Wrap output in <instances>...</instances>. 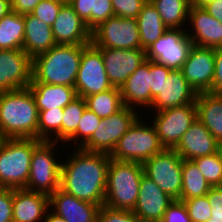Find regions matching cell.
I'll list each match as a JSON object with an SVG mask.
<instances>
[{
	"label": "cell",
	"mask_w": 222,
	"mask_h": 222,
	"mask_svg": "<svg viewBox=\"0 0 222 222\" xmlns=\"http://www.w3.org/2000/svg\"><path fill=\"white\" fill-rule=\"evenodd\" d=\"M74 149L66 161L61 160L60 189L79 200L104 205L110 155Z\"/></svg>",
	"instance_id": "obj_1"
},
{
	"label": "cell",
	"mask_w": 222,
	"mask_h": 222,
	"mask_svg": "<svg viewBox=\"0 0 222 222\" xmlns=\"http://www.w3.org/2000/svg\"><path fill=\"white\" fill-rule=\"evenodd\" d=\"M39 110L29 88L0 92V134L3 138L38 139Z\"/></svg>",
	"instance_id": "obj_2"
},
{
	"label": "cell",
	"mask_w": 222,
	"mask_h": 222,
	"mask_svg": "<svg viewBox=\"0 0 222 222\" xmlns=\"http://www.w3.org/2000/svg\"><path fill=\"white\" fill-rule=\"evenodd\" d=\"M86 45L56 44L32 59L31 83L74 87Z\"/></svg>",
	"instance_id": "obj_3"
},
{
	"label": "cell",
	"mask_w": 222,
	"mask_h": 222,
	"mask_svg": "<svg viewBox=\"0 0 222 222\" xmlns=\"http://www.w3.org/2000/svg\"><path fill=\"white\" fill-rule=\"evenodd\" d=\"M143 174L142 163L110 158L104 205L112 209L132 211L138 199Z\"/></svg>",
	"instance_id": "obj_4"
},
{
	"label": "cell",
	"mask_w": 222,
	"mask_h": 222,
	"mask_svg": "<svg viewBox=\"0 0 222 222\" xmlns=\"http://www.w3.org/2000/svg\"><path fill=\"white\" fill-rule=\"evenodd\" d=\"M41 142L35 138H4L0 144V187L21 189L28 182L31 157Z\"/></svg>",
	"instance_id": "obj_5"
},
{
	"label": "cell",
	"mask_w": 222,
	"mask_h": 222,
	"mask_svg": "<svg viewBox=\"0 0 222 222\" xmlns=\"http://www.w3.org/2000/svg\"><path fill=\"white\" fill-rule=\"evenodd\" d=\"M140 118L141 116L119 139L110 154L111 159L143 163L165 149L160 143L153 124L151 123L152 126L145 125Z\"/></svg>",
	"instance_id": "obj_6"
},
{
	"label": "cell",
	"mask_w": 222,
	"mask_h": 222,
	"mask_svg": "<svg viewBox=\"0 0 222 222\" xmlns=\"http://www.w3.org/2000/svg\"><path fill=\"white\" fill-rule=\"evenodd\" d=\"M57 142L41 141L31 157L28 182L24 189L51 195L60 188L61 165L54 156Z\"/></svg>",
	"instance_id": "obj_7"
},
{
	"label": "cell",
	"mask_w": 222,
	"mask_h": 222,
	"mask_svg": "<svg viewBox=\"0 0 222 222\" xmlns=\"http://www.w3.org/2000/svg\"><path fill=\"white\" fill-rule=\"evenodd\" d=\"M144 175L174 200H179L182 190L183 159L174 149H164L142 163Z\"/></svg>",
	"instance_id": "obj_8"
},
{
	"label": "cell",
	"mask_w": 222,
	"mask_h": 222,
	"mask_svg": "<svg viewBox=\"0 0 222 222\" xmlns=\"http://www.w3.org/2000/svg\"><path fill=\"white\" fill-rule=\"evenodd\" d=\"M91 43L97 48L142 49L137 20L112 16L91 31Z\"/></svg>",
	"instance_id": "obj_9"
},
{
	"label": "cell",
	"mask_w": 222,
	"mask_h": 222,
	"mask_svg": "<svg viewBox=\"0 0 222 222\" xmlns=\"http://www.w3.org/2000/svg\"><path fill=\"white\" fill-rule=\"evenodd\" d=\"M138 115L136 109L124 106L117 113L101 119L97 130L80 149L110 155L119 139L138 119Z\"/></svg>",
	"instance_id": "obj_10"
},
{
	"label": "cell",
	"mask_w": 222,
	"mask_h": 222,
	"mask_svg": "<svg viewBox=\"0 0 222 222\" xmlns=\"http://www.w3.org/2000/svg\"><path fill=\"white\" fill-rule=\"evenodd\" d=\"M193 45L187 35V30L168 28L146 49V59L165 65L172 70H181Z\"/></svg>",
	"instance_id": "obj_11"
},
{
	"label": "cell",
	"mask_w": 222,
	"mask_h": 222,
	"mask_svg": "<svg viewBox=\"0 0 222 222\" xmlns=\"http://www.w3.org/2000/svg\"><path fill=\"white\" fill-rule=\"evenodd\" d=\"M113 86L107 76L101 51L92 43L83 48L80 67L74 88L77 96L89 95L111 89Z\"/></svg>",
	"instance_id": "obj_12"
},
{
	"label": "cell",
	"mask_w": 222,
	"mask_h": 222,
	"mask_svg": "<svg viewBox=\"0 0 222 222\" xmlns=\"http://www.w3.org/2000/svg\"><path fill=\"white\" fill-rule=\"evenodd\" d=\"M152 124L165 149H174L197 118L196 104H187L155 112Z\"/></svg>",
	"instance_id": "obj_13"
},
{
	"label": "cell",
	"mask_w": 222,
	"mask_h": 222,
	"mask_svg": "<svg viewBox=\"0 0 222 222\" xmlns=\"http://www.w3.org/2000/svg\"><path fill=\"white\" fill-rule=\"evenodd\" d=\"M32 58L23 49L0 50V92L28 88Z\"/></svg>",
	"instance_id": "obj_14"
},
{
	"label": "cell",
	"mask_w": 222,
	"mask_h": 222,
	"mask_svg": "<svg viewBox=\"0 0 222 222\" xmlns=\"http://www.w3.org/2000/svg\"><path fill=\"white\" fill-rule=\"evenodd\" d=\"M181 71L197 94L211 92L215 74V48L193 45Z\"/></svg>",
	"instance_id": "obj_15"
},
{
	"label": "cell",
	"mask_w": 222,
	"mask_h": 222,
	"mask_svg": "<svg viewBox=\"0 0 222 222\" xmlns=\"http://www.w3.org/2000/svg\"><path fill=\"white\" fill-rule=\"evenodd\" d=\"M98 49L101 51L109 81L117 88H121L128 77L147 60L144 49Z\"/></svg>",
	"instance_id": "obj_16"
},
{
	"label": "cell",
	"mask_w": 222,
	"mask_h": 222,
	"mask_svg": "<svg viewBox=\"0 0 222 222\" xmlns=\"http://www.w3.org/2000/svg\"><path fill=\"white\" fill-rule=\"evenodd\" d=\"M173 200L153 180L143 174L138 199L132 212L141 222H160Z\"/></svg>",
	"instance_id": "obj_17"
},
{
	"label": "cell",
	"mask_w": 222,
	"mask_h": 222,
	"mask_svg": "<svg viewBox=\"0 0 222 222\" xmlns=\"http://www.w3.org/2000/svg\"><path fill=\"white\" fill-rule=\"evenodd\" d=\"M197 93L189 85L181 70H172L151 103V109L155 112L163 109L179 107L187 104H195Z\"/></svg>",
	"instance_id": "obj_18"
},
{
	"label": "cell",
	"mask_w": 222,
	"mask_h": 222,
	"mask_svg": "<svg viewBox=\"0 0 222 222\" xmlns=\"http://www.w3.org/2000/svg\"><path fill=\"white\" fill-rule=\"evenodd\" d=\"M56 44L88 45L91 30L69 4H64L51 26Z\"/></svg>",
	"instance_id": "obj_19"
},
{
	"label": "cell",
	"mask_w": 222,
	"mask_h": 222,
	"mask_svg": "<svg viewBox=\"0 0 222 222\" xmlns=\"http://www.w3.org/2000/svg\"><path fill=\"white\" fill-rule=\"evenodd\" d=\"M188 20L192 34L187 35L195 46L219 48L222 47V23L212 17L202 6L191 4Z\"/></svg>",
	"instance_id": "obj_20"
},
{
	"label": "cell",
	"mask_w": 222,
	"mask_h": 222,
	"mask_svg": "<svg viewBox=\"0 0 222 222\" xmlns=\"http://www.w3.org/2000/svg\"><path fill=\"white\" fill-rule=\"evenodd\" d=\"M174 150L183 160H193L217 153L219 151V142L203 123L196 118Z\"/></svg>",
	"instance_id": "obj_21"
},
{
	"label": "cell",
	"mask_w": 222,
	"mask_h": 222,
	"mask_svg": "<svg viewBox=\"0 0 222 222\" xmlns=\"http://www.w3.org/2000/svg\"><path fill=\"white\" fill-rule=\"evenodd\" d=\"M49 206L52 212L66 222H97L100 205L77 199L62 189L49 195Z\"/></svg>",
	"instance_id": "obj_22"
},
{
	"label": "cell",
	"mask_w": 222,
	"mask_h": 222,
	"mask_svg": "<svg viewBox=\"0 0 222 222\" xmlns=\"http://www.w3.org/2000/svg\"><path fill=\"white\" fill-rule=\"evenodd\" d=\"M49 206V195L13 189V222H43Z\"/></svg>",
	"instance_id": "obj_23"
},
{
	"label": "cell",
	"mask_w": 222,
	"mask_h": 222,
	"mask_svg": "<svg viewBox=\"0 0 222 222\" xmlns=\"http://www.w3.org/2000/svg\"><path fill=\"white\" fill-rule=\"evenodd\" d=\"M123 105L129 108L151 107L149 60L144 61L120 88ZM137 104V105H134ZM134 105V106H132Z\"/></svg>",
	"instance_id": "obj_24"
},
{
	"label": "cell",
	"mask_w": 222,
	"mask_h": 222,
	"mask_svg": "<svg viewBox=\"0 0 222 222\" xmlns=\"http://www.w3.org/2000/svg\"><path fill=\"white\" fill-rule=\"evenodd\" d=\"M23 50L33 59L56 45L51 26L38 20L31 13L24 14Z\"/></svg>",
	"instance_id": "obj_25"
},
{
	"label": "cell",
	"mask_w": 222,
	"mask_h": 222,
	"mask_svg": "<svg viewBox=\"0 0 222 222\" xmlns=\"http://www.w3.org/2000/svg\"><path fill=\"white\" fill-rule=\"evenodd\" d=\"M28 88L39 111L65 108L77 97L75 88L67 85L30 83Z\"/></svg>",
	"instance_id": "obj_26"
},
{
	"label": "cell",
	"mask_w": 222,
	"mask_h": 222,
	"mask_svg": "<svg viewBox=\"0 0 222 222\" xmlns=\"http://www.w3.org/2000/svg\"><path fill=\"white\" fill-rule=\"evenodd\" d=\"M197 119L222 142V94L198 93L196 97Z\"/></svg>",
	"instance_id": "obj_27"
},
{
	"label": "cell",
	"mask_w": 222,
	"mask_h": 222,
	"mask_svg": "<svg viewBox=\"0 0 222 222\" xmlns=\"http://www.w3.org/2000/svg\"><path fill=\"white\" fill-rule=\"evenodd\" d=\"M136 20L140 32L141 47L144 50L156 42L168 29L149 0L143 5Z\"/></svg>",
	"instance_id": "obj_28"
},
{
	"label": "cell",
	"mask_w": 222,
	"mask_h": 222,
	"mask_svg": "<svg viewBox=\"0 0 222 222\" xmlns=\"http://www.w3.org/2000/svg\"><path fill=\"white\" fill-rule=\"evenodd\" d=\"M169 29H183L189 16L191 0H149Z\"/></svg>",
	"instance_id": "obj_29"
},
{
	"label": "cell",
	"mask_w": 222,
	"mask_h": 222,
	"mask_svg": "<svg viewBox=\"0 0 222 222\" xmlns=\"http://www.w3.org/2000/svg\"><path fill=\"white\" fill-rule=\"evenodd\" d=\"M24 15L11 11L0 20V50L23 49Z\"/></svg>",
	"instance_id": "obj_30"
},
{
	"label": "cell",
	"mask_w": 222,
	"mask_h": 222,
	"mask_svg": "<svg viewBox=\"0 0 222 222\" xmlns=\"http://www.w3.org/2000/svg\"><path fill=\"white\" fill-rule=\"evenodd\" d=\"M211 186L192 160H183L180 201L206 196Z\"/></svg>",
	"instance_id": "obj_31"
},
{
	"label": "cell",
	"mask_w": 222,
	"mask_h": 222,
	"mask_svg": "<svg viewBox=\"0 0 222 222\" xmlns=\"http://www.w3.org/2000/svg\"><path fill=\"white\" fill-rule=\"evenodd\" d=\"M85 100L87 108L101 119L117 113L124 107L120 88L117 87H112L106 91L89 95Z\"/></svg>",
	"instance_id": "obj_32"
},
{
	"label": "cell",
	"mask_w": 222,
	"mask_h": 222,
	"mask_svg": "<svg viewBox=\"0 0 222 222\" xmlns=\"http://www.w3.org/2000/svg\"><path fill=\"white\" fill-rule=\"evenodd\" d=\"M63 115V108L39 111L38 139L57 143L61 141V123Z\"/></svg>",
	"instance_id": "obj_33"
},
{
	"label": "cell",
	"mask_w": 222,
	"mask_h": 222,
	"mask_svg": "<svg viewBox=\"0 0 222 222\" xmlns=\"http://www.w3.org/2000/svg\"><path fill=\"white\" fill-rule=\"evenodd\" d=\"M87 108L86 100L77 96L65 108L61 123V142L65 143L77 130L81 116Z\"/></svg>",
	"instance_id": "obj_34"
},
{
	"label": "cell",
	"mask_w": 222,
	"mask_h": 222,
	"mask_svg": "<svg viewBox=\"0 0 222 222\" xmlns=\"http://www.w3.org/2000/svg\"><path fill=\"white\" fill-rule=\"evenodd\" d=\"M211 187L222 186V163L219 152L192 160Z\"/></svg>",
	"instance_id": "obj_35"
},
{
	"label": "cell",
	"mask_w": 222,
	"mask_h": 222,
	"mask_svg": "<svg viewBox=\"0 0 222 222\" xmlns=\"http://www.w3.org/2000/svg\"><path fill=\"white\" fill-rule=\"evenodd\" d=\"M101 118L86 108L81 116L76 132L66 141V143L75 142L76 148H81L97 130ZM80 140V141H78ZM71 141V142H70Z\"/></svg>",
	"instance_id": "obj_36"
},
{
	"label": "cell",
	"mask_w": 222,
	"mask_h": 222,
	"mask_svg": "<svg viewBox=\"0 0 222 222\" xmlns=\"http://www.w3.org/2000/svg\"><path fill=\"white\" fill-rule=\"evenodd\" d=\"M191 222H204L211 217V207L206 196L183 200Z\"/></svg>",
	"instance_id": "obj_37"
},
{
	"label": "cell",
	"mask_w": 222,
	"mask_h": 222,
	"mask_svg": "<svg viewBox=\"0 0 222 222\" xmlns=\"http://www.w3.org/2000/svg\"><path fill=\"white\" fill-rule=\"evenodd\" d=\"M64 3L57 0H41L31 12L38 20L52 26Z\"/></svg>",
	"instance_id": "obj_38"
},
{
	"label": "cell",
	"mask_w": 222,
	"mask_h": 222,
	"mask_svg": "<svg viewBox=\"0 0 222 222\" xmlns=\"http://www.w3.org/2000/svg\"><path fill=\"white\" fill-rule=\"evenodd\" d=\"M97 222H141L130 210L112 209L102 205L99 209Z\"/></svg>",
	"instance_id": "obj_39"
},
{
	"label": "cell",
	"mask_w": 222,
	"mask_h": 222,
	"mask_svg": "<svg viewBox=\"0 0 222 222\" xmlns=\"http://www.w3.org/2000/svg\"><path fill=\"white\" fill-rule=\"evenodd\" d=\"M115 16L136 19L148 0H111Z\"/></svg>",
	"instance_id": "obj_40"
},
{
	"label": "cell",
	"mask_w": 222,
	"mask_h": 222,
	"mask_svg": "<svg viewBox=\"0 0 222 222\" xmlns=\"http://www.w3.org/2000/svg\"><path fill=\"white\" fill-rule=\"evenodd\" d=\"M171 71L172 69L167 68L165 65L149 60L151 103L153 98L161 92L164 78H167Z\"/></svg>",
	"instance_id": "obj_41"
},
{
	"label": "cell",
	"mask_w": 222,
	"mask_h": 222,
	"mask_svg": "<svg viewBox=\"0 0 222 222\" xmlns=\"http://www.w3.org/2000/svg\"><path fill=\"white\" fill-rule=\"evenodd\" d=\"M112 16H114V11L111 0H92L91 31Z\"/></svg>",
	"instance_id": "obj_42"
},
{
	"label": "cell",
	"mask_w": 222,
	"mask_h": 222,
	"mask_svg": "<svg viewBox=\"0 0 222 222\" xmlns=\"http://www.w3.org/2000/svg\"><path fill=\"white\" fill-rule=\"evenodd\" d=\"M160 222H191L183 201L173 200Z\"/></svg>",
	"instance_id": "obj_43"
},
{
	"label": "cell",
	"mask_w": 222,
	"mask_h": 222,
	"mask_svg": "<svg viewBox=\"0 0 222 222\" xmlns=\"http://www.w3.org/2000/svg\"><path fill=\"white\" fill-rule=\"evenodd\" d=\"M13 221V189L0 187V222Z\"/></svg>",
	"instance_id": "obj_44"
},
{
	"label": "cell",
	"mask_w": 222,
	"mask_h": 222,
	"mask_svg": "<svg viewBox=\"0 0 222 222\" xmlns=\"http://www.w3.org/2000/svg\"><path fill=\"white\" fill-rule=\"evenodd\" d=\"M211 207L210 221L222 222V186L211 187L207 193Z\"/></svg>",
	"instance_id": "obj_45"
},
{
	"label": "cell",
	"mask_w": 222,
	"mask_h": 222,
	"mask_svg": "<svg viewBox=\"0 0 222 222\" xmlns=\"http://www.w3.org/2000/svg\"><path fill=\"white\" fill-rule=\"evenodd\" d=\"M91 3L92 0H71L69 5L75 13L86 23L91 30Z\"/></svg>",
	"instance_id": "obj_46"
},
{
	"label": "cell",
	"mask_w": 222,
	"mask_h": 222,
	"mask_svg": "<svg viewBox=\"0 0 222 222\" xmlns=\"http://www.w3.org/2000/svg\"><path fill=\"white\" fill-rule=\"evenodd\" d=\"M211 93L222 94V47L215 48V74Z\"/></svg>",
	"instance_id": "obj_47"
},
{
	"label": "cell",
	"mask_w": 222,
	"mask_h": 222,
	"mask_svg": "<svg viewBox=\"0 0 222 222\" xmlns=\"http://www.w3.org/2000/svg\"><path fill=\"white\" fill-rule=\"evenodd\" d=\"M41 0H11V9L18 14L31 13Z\"/></svg>",
	"instance_id": "obj_48"
},
{
	"label": "cell",
	"mask_w": 222,
	"mask_h": 222,
	"mask_svg": "<svg viewBox=\"0 0 222 222\" xmlns=\"http://www.w3.org/2000/svg\"><path fill=\"white\" fill-rule=\"evenodd\" d=\"M202 7L215 19L222 23V0L205 2Z\"/></svg>",
	"instance_id": "obj_49"
},
{
	"label": "cell",
	"mask_w": 222,
	"mask_h": 222,
	"mask_svg": "<svg viewBox=\"0 0 222 222\" xmlns=\"http://www.w3.org/2000/svg\"><path fill=\"white\" fill-rule=\"evenodd\" d=\"M11 11V0H0V20Z\"/></svg>",
	"instance_id": "obj_50"
},
{
	"label": "cell",
	"mask_w": 222,
	"mask_h": 222,
	"mask_svg": "<svg viewBox=\"0 0 222 222\" xmlns=\"http://www.w3.org/2000/svg\"><path fill=\"white\" fill-rule=\"evenodd\" d=\"M44 222H66V221L59 215L52 212L51 209L50 210L48 209L45 214Z\"/></svg>",
	"instance_id": "obj_51"
},
{
	"label": "cell",
	"mask_w": 222,
	"mask_h": 222,
	"mask_svg": "<svg viewBox=\"0 0 222 222\" xmlns=\"http://www.w3.org/2000/svg\"><path fill=\"white\" fill-rule=\"evenodd\" d=\"M207 1H214V0H191V3L202 6Z\"/></svg>",
	"instance_id": "obj_52"
},
{
	"label": "cell",
	"mask_w": 222,
	"mask_h": 222,
	"mask_svg": "<svg viewBox=\"0 0 222 222\" xmlns=\"http://www.w3.org/2000/svg\"><path fill=\"white\" fill-rule=\"evenodd\" d=\"M218 152H219L221 163H222V142L219 143V151Z\"/></svg>",
	"instance_id": "obj_53"
},
{
	"label": "cell",
	"mask_w": 222,
	"mask_h": 222,
	"mask_svg": "<svg viewBox=\"0 0 222 222\" xmlns=\"http://www.w3.org/2000/svg\"><path fill=\"white\" fill-rule=\"evenodd\" d=\"M57 1H60V2H62L64 4H69L71 0H57Z\"/></svg>",
	"instance_id": "obj_54"
},
{
	"label": "cell",
	"mask_w": 222,
	"mask_h": 222,
	"mask_svg": "<svg viewBox=\"0 0 222 222\" xmlns=\"http://www.w3.org/2000/svg\"><path fill=\"white\" fill-rule=\"evenodd\" d=\"M4 138L1 136V134H0V144H1V142H2V140H3Z\"/></svg>",
	"instance_id": "obj_55"
},
{
	"label": "cell",
	"mask_w": 222,
	"mask_h": 222,
	"mask_svg": "<svg viewBox=\"0 0 222 222\" xmlns=\"http://www.w3.org/2000/svg\"><path fill=\"white\" fill-rule=\"evenodd\" d=\"M204 222H217V221H210V220H207V221H204Z\"/></svg>",
	"instance_id": "obj_56"
}]
</instances>
